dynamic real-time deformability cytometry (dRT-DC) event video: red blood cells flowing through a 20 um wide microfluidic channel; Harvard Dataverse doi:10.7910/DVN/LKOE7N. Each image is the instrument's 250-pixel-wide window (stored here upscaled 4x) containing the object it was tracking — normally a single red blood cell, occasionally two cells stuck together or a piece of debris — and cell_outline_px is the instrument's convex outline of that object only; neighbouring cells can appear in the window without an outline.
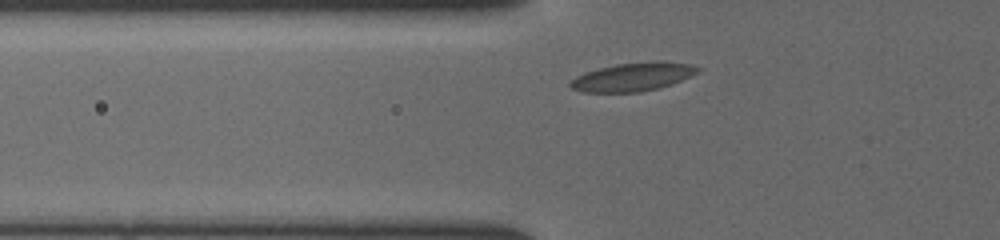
{"species": "common noctule bat (a hibernating species)", "species_latin": "Nyctalus noctula", "temperature_condition": "cold", "stored_images_in_passage": 32, "camera_frame_rate_fps": 3000, "um_per_image_px": 0.085, "animal": {"sex": "female", "body_mass_g": 19.5, "forearm_length_mm": 54.1}, "frame": {"image": 1, "passage_image": 5, "time_ms": 1.333, "image_size_px": [1000, 240], "cell_outline_px": [[704, 68], [700, 72], [672, 84], [660, 88], [640, 92], [580, 92], [572, 88], [568, 84], [576, 76], [584, 72], [616, 64], [656, 60], [688, 64]], "centroid_in_image_um": [53.83, 6.53], "position_along_channel_um": 72.0, "area_um2": 21.33}}
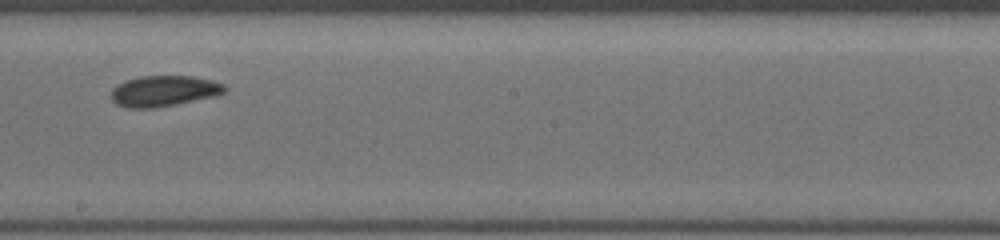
{"frame": {"image": 2, "passage_image": 17, "time_ms": 5.333, "image_size_px": [1000, 240], "cell_outline_px": [[228, 92], [216, 96], [152, 108], [128, 108], [116, 104], [112, 100], [112, 88], [116, 84], [124, 80], [140, 76], [192, 76], [212, 80], [224, 84], [228, 88]], "centroid_in_image_um": [13.94, 7.72], "position_along_channel_um": 234.3, "area_um2": 20.52}}
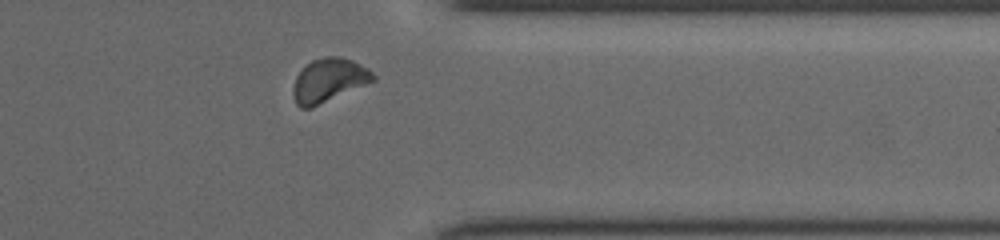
{"frame": {"image": 3, "passage_image": 28, "time_ms": 9.0, "image_size_px": [1000, 240], "cell_outline_px": [[376, 80], [312, 108], [300, 108], [296, 104], [292, 96], [292, 88], [296, 76], [312, 60], [324, 56], [340, 56], [352, 60], [368, 68], [376, 76]], "centroid_in_image_um": [27.94, 6.83], "position_along_channel_um": 383.5, "area_um2": 20.46}}